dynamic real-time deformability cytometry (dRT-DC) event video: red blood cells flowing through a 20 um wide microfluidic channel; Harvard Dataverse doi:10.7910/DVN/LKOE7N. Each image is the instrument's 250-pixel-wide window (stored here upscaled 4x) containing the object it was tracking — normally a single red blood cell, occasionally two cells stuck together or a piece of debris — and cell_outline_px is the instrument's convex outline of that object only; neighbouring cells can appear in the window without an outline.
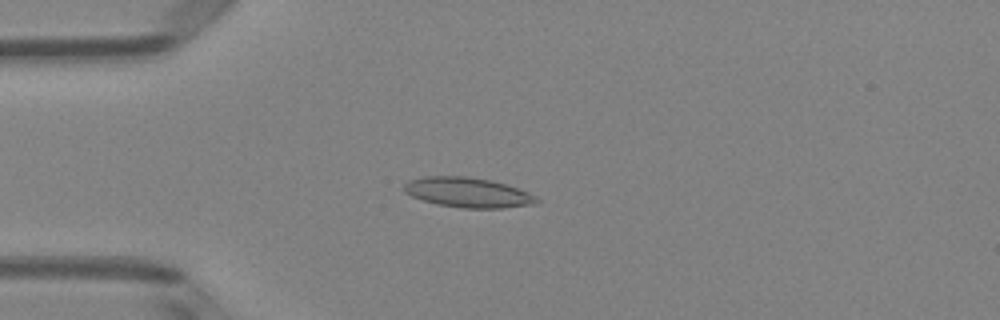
{"species": "Egyptian fruit bat (a non-hibernating species)", "species_latin": "Rousettus aegyptiacus", "temperature_condition": "room temperature", "stored_images_in_passage": 4, "camera_frame_rate_fps": 3000, "um_per_image_px": 0.085, "animal": {"sex": "female"}, "frame": {"image": 1, "passage_image": 4, "time_ms": 1.0, "image_size_px": [1000, 320], "cell_outline_px": [[540, 200], [536, 204], [504, 208], [460, 208], [436, 204], [412, 196], [404, 192], [404, 184], [408, 180], [424, 176], [468, 176], [488, 180], [504, 184], [528, 192], [536, 196]], "centroid_in_image_um": [39.76, 16.36], "position_along_channel_um": 45.2, "area_um2": 23.12}}